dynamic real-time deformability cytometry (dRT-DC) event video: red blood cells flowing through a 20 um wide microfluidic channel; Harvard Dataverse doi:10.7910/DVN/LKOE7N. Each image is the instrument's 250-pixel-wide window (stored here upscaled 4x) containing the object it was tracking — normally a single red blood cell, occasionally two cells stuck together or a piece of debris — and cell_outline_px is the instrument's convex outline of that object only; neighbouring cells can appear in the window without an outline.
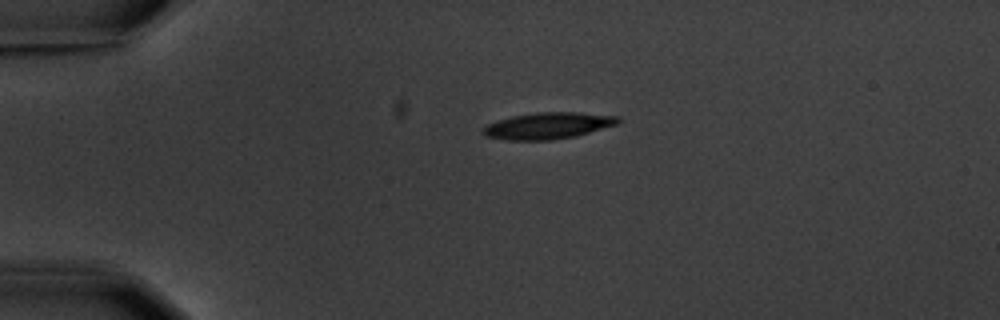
{"species": "common noctule bat (a hibernating species)", "species_latin": "Nyctalus noctula", "temperature_condition": "warm", "stored_images_in_passage": 2, "camera_frame_rate_fps": 3000, "um_per_image_px": 0.085, "animal": {"sex": "male", "body_mass_g": 20.1, "forearm_length_mm": 53.5}, "frame": {"image": 1, "passage_image": 1, "time_ms": 0.0, "image_size_px": [1000, 320], "cell_outline_px": [[620, 120], [616, 124], [576, 136], [552, 140], [508, 140], [484, 136], [480, 132], [488, 124], [496, 120], [512, 116], [536, 112], [576, 112], [620, 116]], "centroid_in_image_um": [46.54, 10.68], "position_along_channel_um": 38.5, "area_um2": 20.87}}